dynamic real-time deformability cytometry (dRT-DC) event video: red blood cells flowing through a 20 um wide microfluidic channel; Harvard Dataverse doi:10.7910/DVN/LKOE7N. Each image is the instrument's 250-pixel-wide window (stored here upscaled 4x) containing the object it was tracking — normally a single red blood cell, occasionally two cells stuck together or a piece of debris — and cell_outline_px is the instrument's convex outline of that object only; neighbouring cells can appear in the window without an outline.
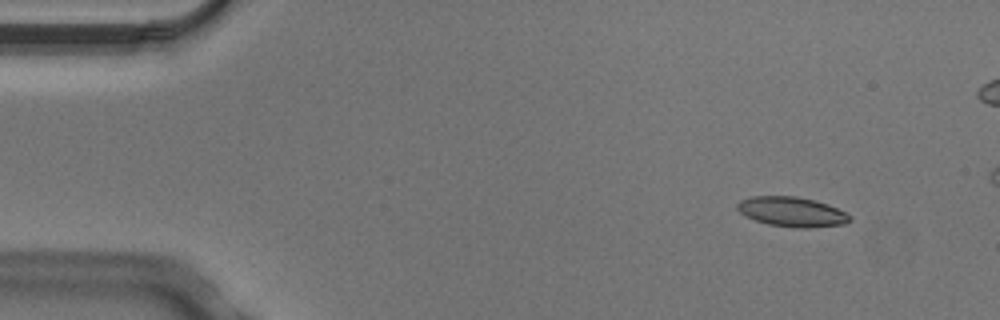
{"species": "Egyptian fruit bat (a non-hibernating species)", "species_latin": "Rousettus aegyptiacus", "temperature_condition": "cold", "stored_images_in_passage": 4, "camera_frame_rate_fps": 3000, "um_per_image_px": 0.085, "animal": {"sex": "male"}, "frame": {"image": 1, "passage_image": 1, "time_ms": 0.0, "image_size_px": [1000, 320], "cell_outline_px": [[852, 220], [844, 224], [808, 228], [796, 228], [768, 224], [744, 216], [736, 208], [736, 204], [740, 200], [752, 196], [796, 196], [828, 204], [852, 216]], "centroid_in_image_um": [67.29, 18.0], "position_along_channel_um": 17.7, "area_um2": 19.54}}